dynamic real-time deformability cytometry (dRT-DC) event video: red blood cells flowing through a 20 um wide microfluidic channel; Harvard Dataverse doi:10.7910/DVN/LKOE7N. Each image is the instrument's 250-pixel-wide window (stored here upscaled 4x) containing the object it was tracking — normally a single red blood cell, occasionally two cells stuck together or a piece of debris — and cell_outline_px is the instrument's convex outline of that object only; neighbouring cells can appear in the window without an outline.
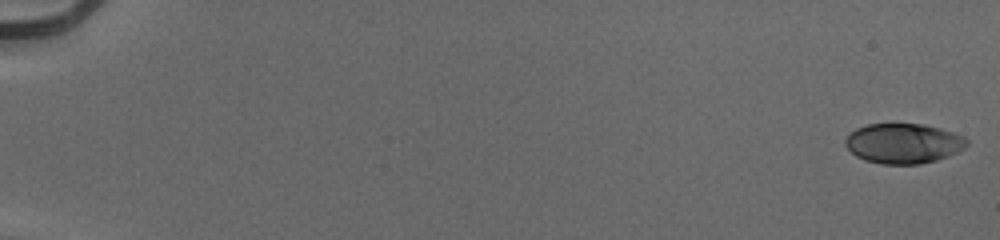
{"species": "human", "species_latin": "Homo sapiens", "temperature_condition": "cold", "stored_images_in_passage": 54, "camera_frame_rate_fps": 3000, "um_per_image_px": 0.085, "donor": {"sex": "male"}, "frame": {"image": 1, "passage_image": 1, "time_ms": 0.0, "image_size_px": [1000, 240], "cell_outline_px": [[968, 144], [964, 148], [948, 156], [936, 160], [920, 164], [880, 164], [864, 160], [856, 156], [844, 144], [844, 140], [856, 128], [868, 124], [924, 124], [940, 128], [964, 136], [968, 140]], "centroid_in_image_um": [76.79, 12.19], "position_along_channel_um": 8.2, "area_um2": 28.32}}
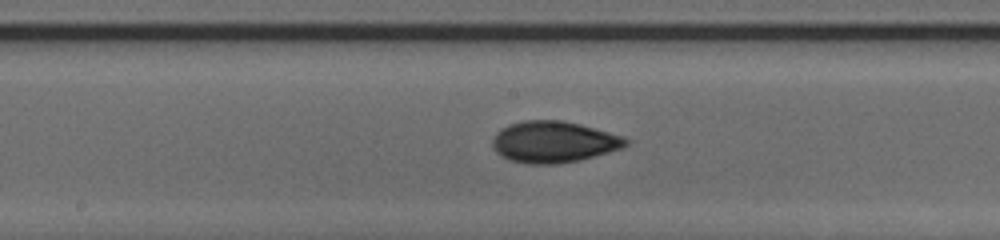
{"frame": {"image": 2, "passage_image": 31, "time_ms": 10.0, "image_size_px": [1000, 240], "cell_outline_px": [[628, 144], [624, 148], [580, 160], [560, 164], [528, 164], [508, 160], [500, 156], [492, 148], [492, 140], [496, 132], [500, 128], [508, 124], [524, 120], [560, 120], [580, 124], [624, 136], [628, 140]], "centroid_in_image_um": [47.04, 12.07], "position_along_channel_um": 201.2, "area_um2": 32.6}}
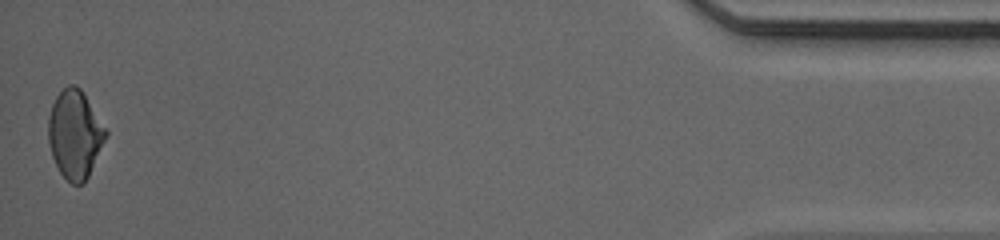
{"frame": {"image": 3, "passage_image": 54, "time_ms": 17.667, "image_size_px": [1000, 240], "cell_outline_px": [[108, 136], [84, 184], [72, 184], [60, 172], [52, 156], [48, 140], [48, 116], [52, 104], [56, 96], [68, 84], [76, 84], [80, 88], [108, 132]], "centroid_in_image_um": [6.36, 11.41], "position_along_channel_um": 428.8, "area_um2": 29.42}, "authors_computed_cell_mechanics": {"area_um2": 29.8826, "velocity_mm_per_s": 3.9856, "shape_relaxation_time_tau1_ms": 5.8193, "shape_relaxation_time_tau2_ms": 2.3169, "deformation_change_tau1": 0.1573, "deformation_change_tau2": 0.0652}}